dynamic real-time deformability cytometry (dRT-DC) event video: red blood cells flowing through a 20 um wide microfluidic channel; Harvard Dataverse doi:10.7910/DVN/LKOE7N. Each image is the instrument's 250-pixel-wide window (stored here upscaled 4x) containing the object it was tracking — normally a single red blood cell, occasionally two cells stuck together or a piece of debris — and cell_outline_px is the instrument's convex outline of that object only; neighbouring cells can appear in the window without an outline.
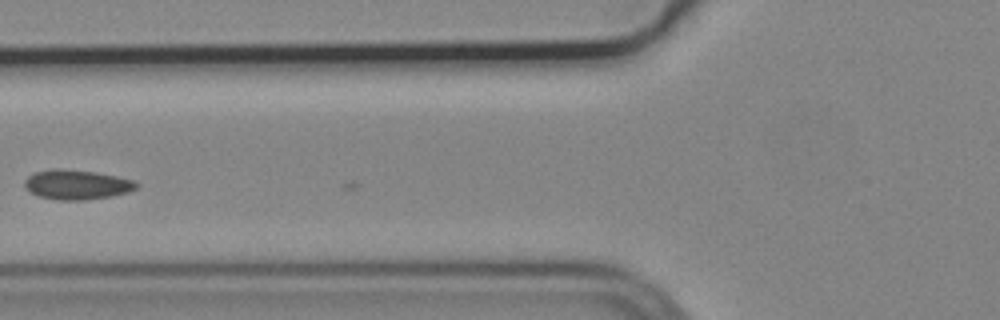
{"species": "common noctule bat (a hibernating species)", "species_latin": "Nyctalus noctula", "temperature_condition": "cold", "stored_images_in_passage": 6, "camera_frame_rate_fps": 3000, "um_per_image_px": 0.085, "animal": {"sex": "male", "body_mass_g": 19.2, "forearm_length_mm": 51.8}, "frame": {"image": 1, "passage_image": 4, "time_ms": 1.0, "image_size_px": [1000, 320], "cell_outline_px": [[140, 184], [136, 188], [128, 192], [112, 196], [84, 200], [56, 200], [36, 196], [24, 188], [24, 180], [28, 176], [36, 172], [52, 168], [60, 168], [96, 172], [136, 180]], "centroid_in_image_um": [6.51, 15.69], "position_along_channel_um": 119.3, "area_um2": 19.65}}